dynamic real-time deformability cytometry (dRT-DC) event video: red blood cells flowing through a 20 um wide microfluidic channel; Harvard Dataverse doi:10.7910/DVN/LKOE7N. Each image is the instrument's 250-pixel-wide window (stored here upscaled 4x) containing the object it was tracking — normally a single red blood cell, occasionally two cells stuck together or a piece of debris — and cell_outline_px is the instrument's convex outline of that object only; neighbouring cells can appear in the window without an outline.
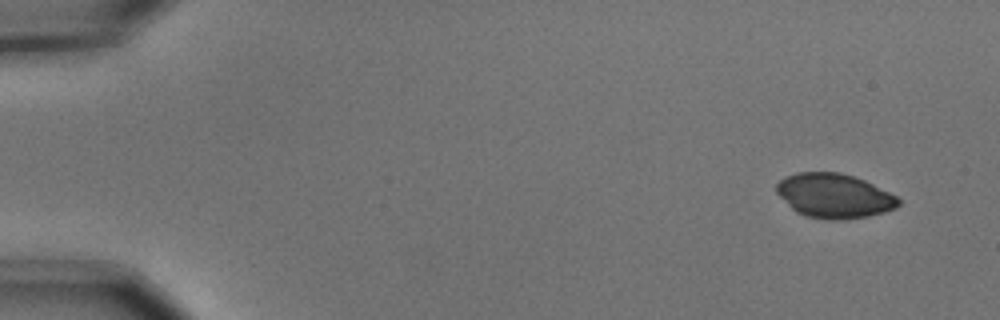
{"species": "common noctule bat (a hibernating species)", "species_latin": "Nyctalus noctula", "temperature_condition": "cold", "stored_images_in_passage": 6, "camera_frame_rate_fps": 3000, "um_per_image_px": 0.085, "animal": {"sex": "male", "body_mass_g": 15.6}, "frame": {"image": 1, "passage_image": 1, "time_ms": 0.0, "image_size_px": [1000, 320], "cell_outline_px": [[900, 204], [896, 208], [884, 212], [868, 216], [844, 220], [824, 220], [804, 216], [796, 212], [776, 192], [776, 184], [780, 180], [796, 172], [840, 172], [864, 180], [896, 196], [900, 200]], "centroid_in_image_um": [70.9, 16.66], "position_along_channel_um": 14.1, "area_um2": 31.56}}